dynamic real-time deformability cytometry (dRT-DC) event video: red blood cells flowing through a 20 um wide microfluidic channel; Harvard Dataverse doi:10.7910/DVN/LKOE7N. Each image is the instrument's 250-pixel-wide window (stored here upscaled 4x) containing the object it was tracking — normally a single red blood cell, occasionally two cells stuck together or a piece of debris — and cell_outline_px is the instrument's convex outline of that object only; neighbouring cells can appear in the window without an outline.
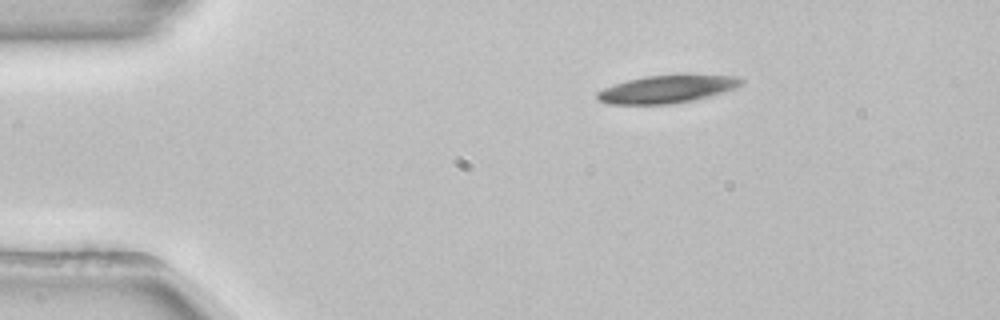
{"species": "common noctule bat (a hibernating species)", "species_latin": "Nyctalus noctula", "temperature_condition": "room temperature", "stored_images_in_passage": 45, "camera_frame_rate_fps": 3000, "um_per_image_px": 0.085, "animal": {"sex": "female", "body_mass_g": 22.7, "forearm_length_mm": 54.2}, "frame": {"image": 1, "passage_image": 1, "time_ms": 0.0, "image_size_px": [1000, 320], "cell_outline_px": [[744, 84], [736, 88], [696, 100], [668, 104], [608, 104], [600, 100], [596, 96], [596, 92], [604, 88], [628, 80], [644, 76], [676, 72], [684, 72], [740, 76], [744, 80]], "centroid_in_image_um": [56.82, 7.52], "position_along_channel_um": 28.2, "area_um2": 24.33}}
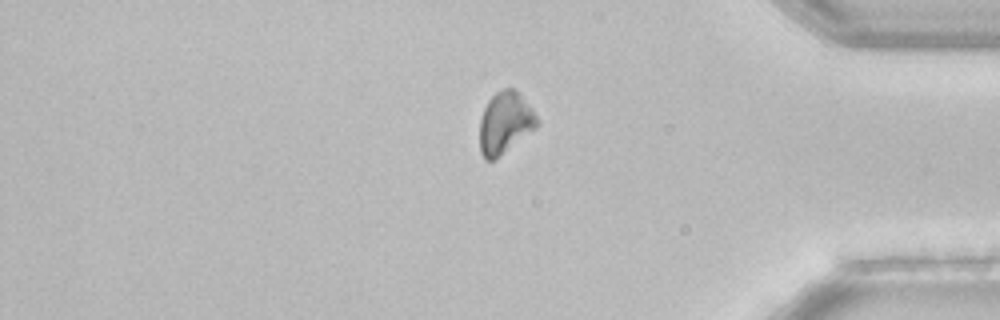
{"frame": {"image": 2, "passage_image": 36, "time_ms": 11.667, "image_size_px": [1000, 320], "cell_outline_px": [[540, 120], [536, 128], [496, 160], [484, 160], [480, 152], [480, 120], [484, 108], [488, 100], [496, 92], [504, 88], [512, 88], [532, 108]], "centroid_in_image_um": [42.92, 10.48], "position_along_channel_um": 392.3, "area_um2": 20.69}}
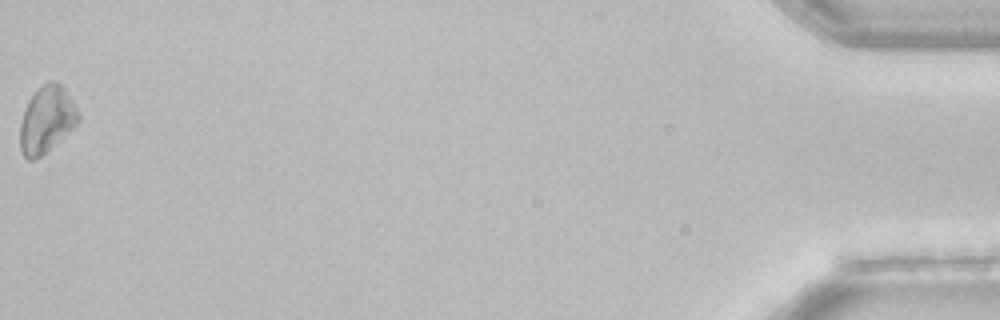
{"frame": {"image": 3, "passage_image": 45, "time_ms": 14.667, "image_size_px": [1000, 320], "cell_outline_px": [[80, 120], [60, 140], [40, 156], [32, 160], [28, 160], [20, 152], [20, 124], [24, 108], [28, 100], [36, 88], [48, 80], [56, 80], [64, 88], [80, 112]], "centroid_in_image_um": [3.95, 10.13], "position_along_channel_um": 431.2, "area_um2": 22.83}, "authors_computed_cell_mechanics": {"area_um2": 23.1778, "velocity_mm_per_s": 3.8683, "shape_relaxation_time_tau1_ms": 1.7916, "shape_relaxation_time_tau2_ms": null, "deformation_change_tau1": 0.0804, "deformation_change_tau2": null}}